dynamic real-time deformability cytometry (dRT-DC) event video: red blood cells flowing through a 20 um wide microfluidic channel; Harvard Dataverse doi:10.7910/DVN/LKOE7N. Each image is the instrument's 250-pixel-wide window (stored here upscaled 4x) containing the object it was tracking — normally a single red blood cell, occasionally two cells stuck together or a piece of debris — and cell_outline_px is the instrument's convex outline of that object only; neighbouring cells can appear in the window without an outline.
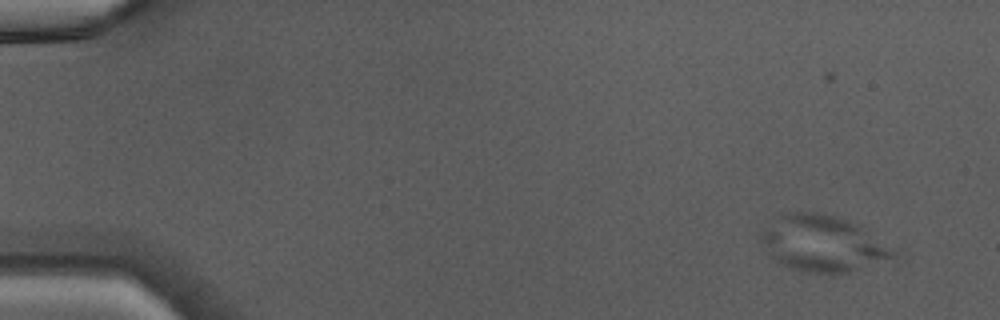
{"species": "Egyptian fruit bat (a non-hibernating species)", "species_latin": "Rousettus aegyptiacus", "temperature_condition": "warm", "stored_images_in_passage": 44, "camera_frame_rate_fps": 3000, "um_per_image_px": 0.085, "animal": {"sex": "male"}, "frame": {"image": 1, "passage_image": 1, "time_ms": 0.0, "image_size_px": [1000, 320], "cell_outline_px": [[892, 256], [848, 272], [808, 272], [788, 268], [780, 264], [768, 252], [764, 240], [764, 232], [776, 216], [784, 212], [824, 212], [844, 220], [860, 228], [892, 252]], "centroid_in_image_um": [69.79, 20.68], "position_along_channel_um": 15.2, "area_um2": 40.75}}
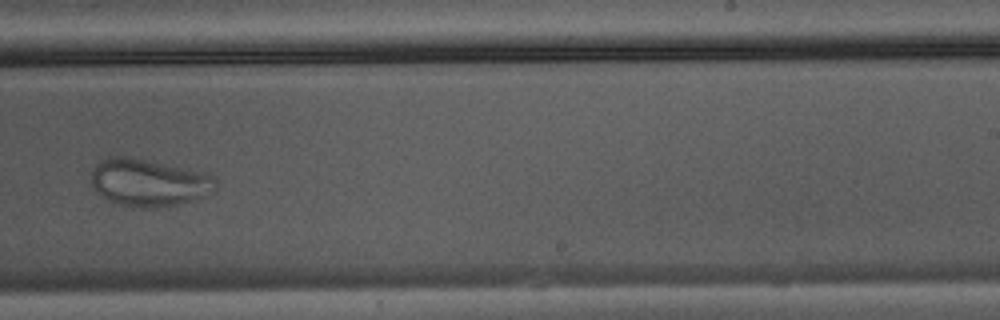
{"frame": {"image": 2, "passage_image": 28, "time_ms": 9.0, "image_size_px": [1000, 320], "cell_outline_px": [[216, 188], [204, 196], [180, 204], [156, 208], [132, 208], [116, 204], [100, 196], [96, 192], [92, 184], [92, 172], [96, 164], [100, 160], [112, 156], [124, 156], [200, 172], [212, 176], [216, 180]], "centroid_in_image_um": [12.58, 15.56], "position_along_channel_um": 276.4, "area_um2": 34.04}}
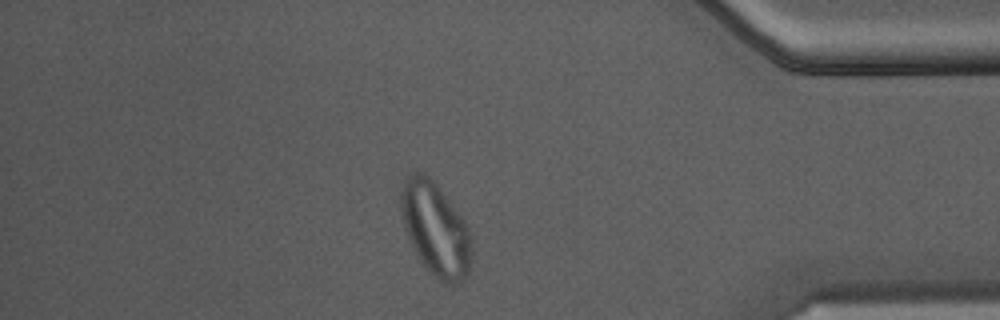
{"frame": {"image": 3, "passage_image": 38, "time_ms": 12.333, "image_size_px": [1000, 320], "cell_outline_px": [[472, 268], [468, 276], [456, 288], [440, 284], [424, 268], [408, 240], [404, 228], [400, 212], [400, 192], [404, 180], [412, 172], [424, 172], [440, 188], [468, 224], [472, 232]], "centroid_in_image_um": [37.06, 19.58], "position_along_channel_um": 398.1, "area_um2": 40.23}}